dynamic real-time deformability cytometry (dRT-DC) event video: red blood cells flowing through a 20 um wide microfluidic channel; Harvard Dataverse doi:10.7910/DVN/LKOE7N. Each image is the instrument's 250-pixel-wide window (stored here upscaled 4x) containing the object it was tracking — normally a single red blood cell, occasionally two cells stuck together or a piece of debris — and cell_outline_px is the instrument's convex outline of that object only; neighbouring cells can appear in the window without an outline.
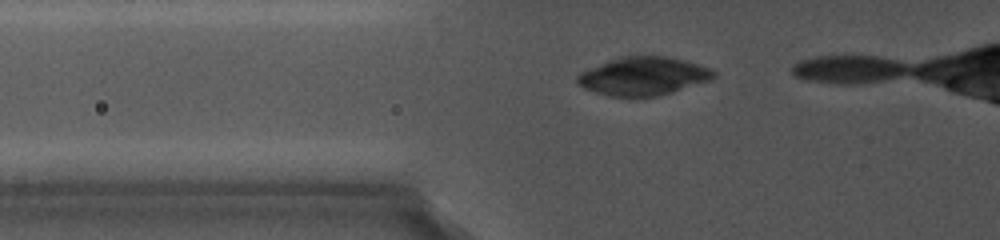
{"species": "common noctule bat (a hibernating species)", "species_latin": "Nyctalus noctula", "temperature_condition": "cold", "stored_images_in_passage": 3, "camera_frame_rate_fps": 5000, "um_per_image_px": 0.085, "animal": {"sex": "female", "body_mass_g": 19.0, "forearm_length_mm": 56.7}, "frame": {"image": 1, "passage_image": 3, "time_ms": 2.6, "image_size_px": [1000, 240], "cell_outline_px": [[716, 76], [712, 80], [672, 92], [656, 96], [608, 96], [584, 88], [576, 84], [576, 76], [580, 72], [588, 68], [620, 56], [668, 56], [684, 60], [712, 68], [716, 72]], "centroid_in_image_um": [54.69, 6.46], "position_along_channel_um": 71.1, "area_um2": 30.58}}